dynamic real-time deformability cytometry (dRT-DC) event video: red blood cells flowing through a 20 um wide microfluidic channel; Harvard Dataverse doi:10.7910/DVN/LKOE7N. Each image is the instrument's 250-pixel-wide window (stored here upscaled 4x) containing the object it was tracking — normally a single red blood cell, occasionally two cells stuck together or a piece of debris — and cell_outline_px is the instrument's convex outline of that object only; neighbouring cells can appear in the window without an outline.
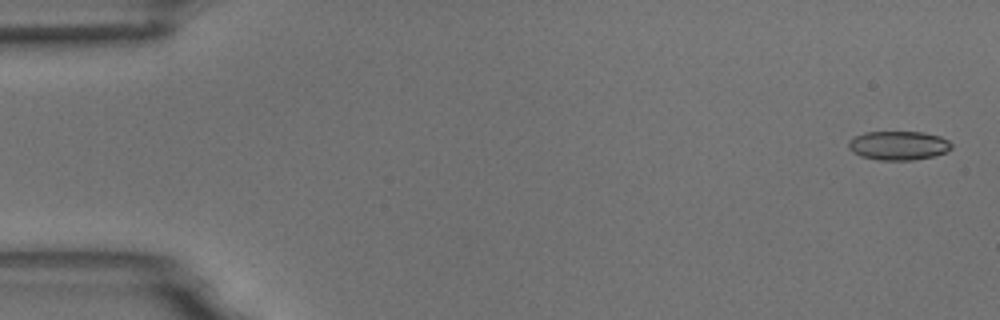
{"species": "common noctule bat (a hibernating species)", "species_latin": "Nyctalus noctula", "temperature_condition": "room temperature", "stored_images_in_passage": 54, "camera_frame_rate_fps": 3000, "um_per_image_px": 0.085, "animal": {"sex": "male", "body_mass_g": 18.8}, "frame": {"image": 1, "passage_image": 1, "time_ms": 0.0, "image_size_px": [1000, 320], "cell_outline_px": [[952, 148], [948, 152], [932, 156], [912, 160], [880, 160], [860, 156], [852, 152], [848, 148], [848, 140], [852, 136], [864, 132], [924, 132], [940, 136], [948, 140], [952, 144]], "centroid_in_image_um": [76.34, 12.36], "position_along_channel_um": 8.7, "area_um2": 17.63}}
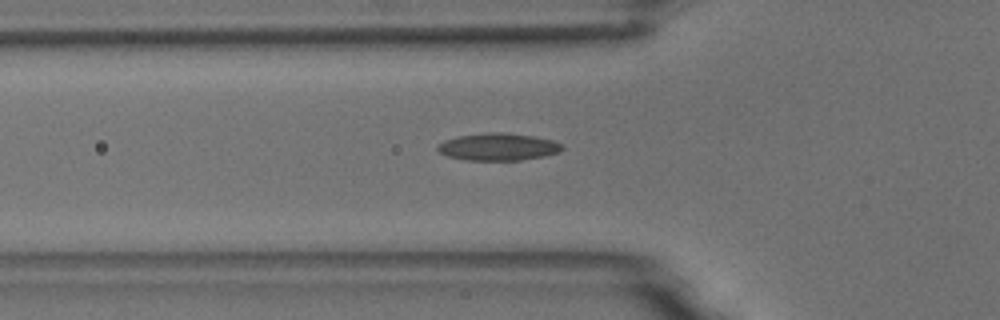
{"frame": {"image": 2, "passage_image": 18, "time_ms": 5.667, "image_size_px": [1000, 320], "cell_outline_px": [[564, 148], [560, 152], [544, 156], [520, 160], [468, 160], [448, 156], [440, 152], [436, 148], [436, 144], [444, 140], [460, 136], [488, 132], [504, 132], [532, 136], [552, 140], [564, 144]], "centroid_in_image_um": [42.36, 12.48], "position_along_channel_um": 83.4, "area_um2": 19.83}}
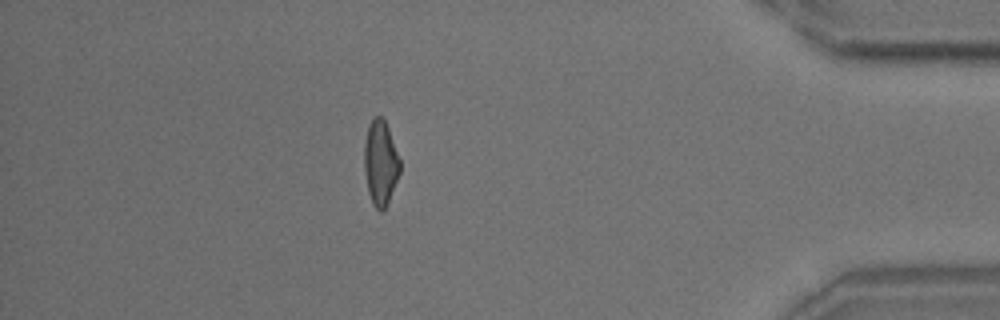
{"frame": {"image": 3, "passage_image": 47, "time_ms": 15.333, "image_size_px": [1000, 320], "cell_outline_px": [[400, 172], [384, 212], [380, 212], [372, 204], [368, 192], [364, 168], [364, 144], [368, 124], [372, 116], [380, 116], [384, 120], [388, 128], [400, 160]], "centroid_in_image_um": [32.32, 13.85], "position_along_channel_um": 402.9, "area_um2": 17.74}, "authors_computed_cell_mechanics": {"area_um2": 18.2648, "velocity_mm_per_s": 3.7344, "shape_relaxation_time_tau1_ms": 5.2668, "shape_relaxation_time_tau2_ms": 2.3242, "deformation_change_tau1": 0.1654, "deformation_change_tau2": 0.1034}}